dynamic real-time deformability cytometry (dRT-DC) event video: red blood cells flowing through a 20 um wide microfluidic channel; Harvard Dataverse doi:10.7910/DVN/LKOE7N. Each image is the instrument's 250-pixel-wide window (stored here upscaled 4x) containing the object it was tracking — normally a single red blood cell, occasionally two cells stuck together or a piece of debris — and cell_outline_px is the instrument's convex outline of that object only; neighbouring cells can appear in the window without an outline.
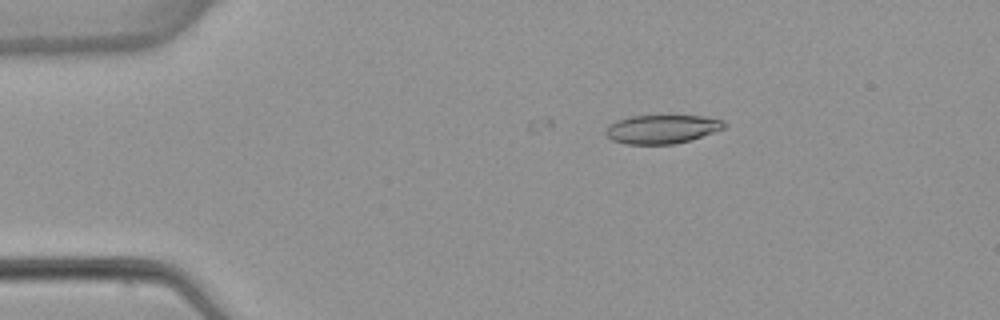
{"species": "common noctule bat (a hibernating species)", "species_latin": "Nyctalus noctula", "temperature_condition": "warm", "stored_images_in_passage": 5, "camera_frame_rate_fps": 3000, "um_per_image_px": 0.085, "animal": {"sex": "female", "body_mass_g": 22.7, "forearm_length_mm": 54.2}, "frame": {"image": 1, "passage_image": 2, "time_ms": 2.0, "image_size_px": [1000, 320], "cell_outline_px": [[728, 124], [724, 128], [688, 140], [672, 144], [624, 144], [612, 140], [604, 132], [608, 124], [616, 120], [632, 116], [704, 116], [724, 120]], "centroid_in_image_um": [56.23, 10.97], "position_along_channel_um": 28.8, "area_um2": 19.71}}
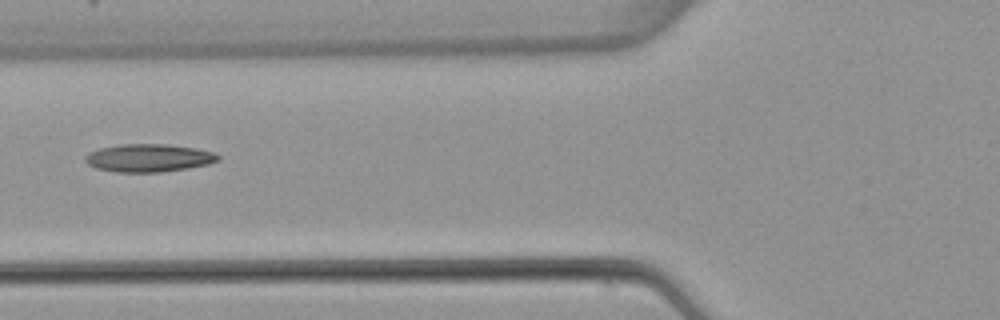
{"frame": {"image": 2, "passage_image": 5, "time_ms": 5.667, "image_size_px": [1000, 320], "cell_outline_px": [[220, 160], [208, 164], [188, 168], [160, 172], [116, 172], [96, 168], [88, 164], [84, 160], [84, 156], [88, 152], [100, 148], [120, 144], [168, 144], [196, 148], [216, 152], [220, 156]], "centroid_in_image_um": [12.65, 13.42], "position_along_channel_um": 113.2, "area_um2": 21.79}}